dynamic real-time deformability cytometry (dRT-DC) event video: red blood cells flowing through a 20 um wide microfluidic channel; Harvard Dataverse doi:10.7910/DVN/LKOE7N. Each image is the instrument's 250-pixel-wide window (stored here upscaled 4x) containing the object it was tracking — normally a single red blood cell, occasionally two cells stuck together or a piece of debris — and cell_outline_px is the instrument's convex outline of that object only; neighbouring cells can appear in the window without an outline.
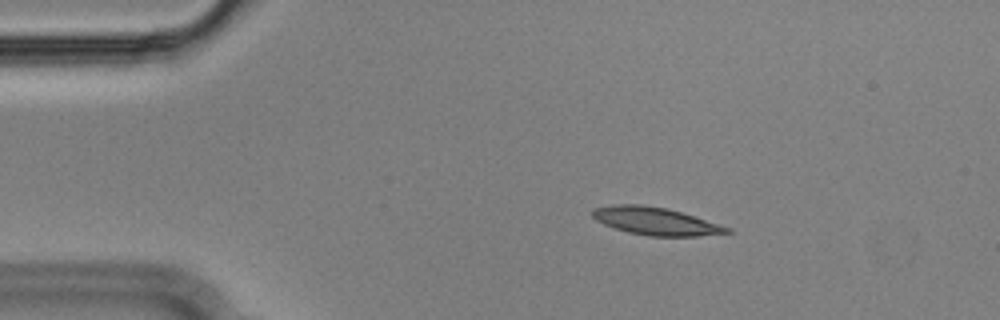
{"species": "Egyptian fruit bat (a non-hibernating species)", "species_latin": "Rousettus aegyptiacus", "temperature_condition": "cold", "stored_images_in_passage": 55, "camera_frame_rate_fps": 3000, "um_per_image_px": 0.085, "animal": {"sex": "male"}, "frame": {"image": 1, "passage_image": 9, "time_ms": 2.667, "image_size_px": [1000, 320], "cell_outline_px": [[732, 232], [696, 236], [648, 236], [628, 232], [604, 224], [596, 220], [592, 216], [592, 208], [612, 204], [640, 204], [664, 208], [680, 212], [732, 228]], "centroid_in_image_um": [55.69, 18.79], "position_along_channel_um": 29.3, "area_um2": 21.5}}
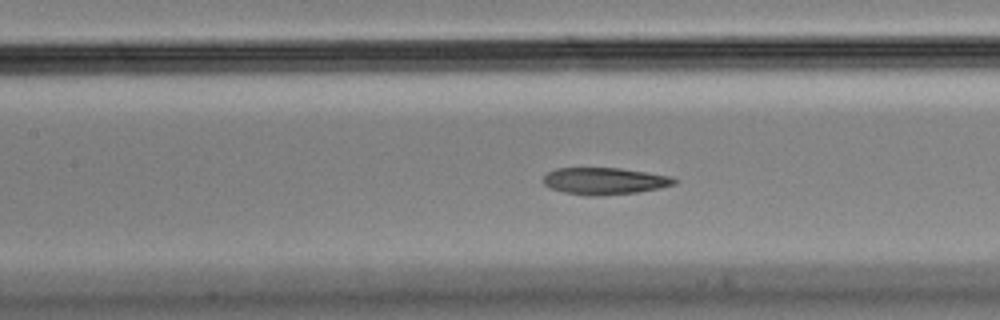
{"frame": {"image": 2, "passage_image": 24, "time_ms": 7.667, "image_size_px": [1000, 320], "cell_outline_px": [[680, 180], [676, 184], [660, 188], [636, 192], [596, 196], [588, 196], [564, 192], [552, 188], [544, 184], [544, 176], [548, 172], [556, 168], [620, 168], [672, 176]], "centroid_in_image_um": [51.44, 15.38], "position_along_channel_um": 156.0, "area_um2": 20.52}}
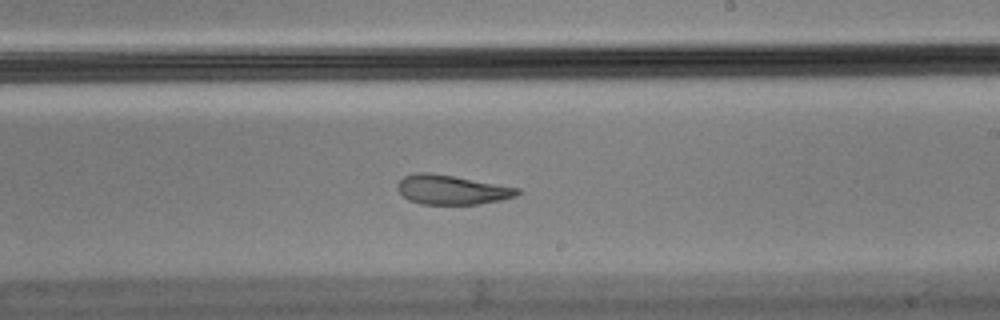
{"frame": {"image": 3, "passage_image": 32, "time_ms": 10.333, "image_size_px": [1000, 320], "cell_outline_px": [[520, 192], [516, 196], [500, 200], [476, 204], [420, 204], [408, 200], [396, 188], [396, 184], [404, 176], [416, 172], [428, 172], [452, 176], [520, 188]], "centroid_in_image_um": [38.36, 16.13], "position_along_channel_um": 250.6, "area_um2": 20.4}, "authors_computed_cell_mechanics": {"area_um2": 21.5594, "velocity_mm_per_s": 3.5596, "shape_relaxation_time_tau1_ms": null, "shape_relaxation_time_tau2_ms": 2.9052, "deformation_change_tau1": null, "deformation_change_tau2": 0.087}}